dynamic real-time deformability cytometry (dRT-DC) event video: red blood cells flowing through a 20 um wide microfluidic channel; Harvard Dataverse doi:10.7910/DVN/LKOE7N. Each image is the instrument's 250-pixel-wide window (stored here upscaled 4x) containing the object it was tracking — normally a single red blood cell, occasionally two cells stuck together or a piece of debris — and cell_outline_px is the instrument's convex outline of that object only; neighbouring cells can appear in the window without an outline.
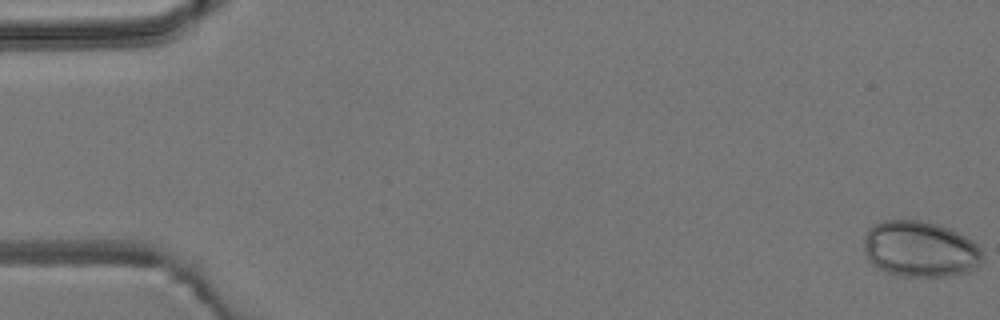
{"species": "common noctule bat (a hibernating species)", "species_latin": "Nyctalus noctula", "temperature_condition": "room temperature", "stored_images_in_passage": 4, "camera_frame_rate_fps": 3000, "um_per_image_px": 0.085, "animal": {"sex": "male", "body_mass_g": 19.2, "forearm_length_mm": 51.8}, "frame": {"image": 1, "passage_image": 1, "time_ms": 0.0, "image_size_px": [1000, 320], "cell_outline_px": [[984, 260], [980, 264], [968, 272], [948, 276], [900, 276], [888, 272], [872, 264], [868, 260], [864, 248], [864, 236], [868, 228], [872, 224], [884, 220], [920, 220], [940, 224], [964, 236], [976, 244], [980, 248], [984, 256]], "centroid_in_image_um": [78.2, 21.16], "position_along_channel_um": 6.8, "area_um2": 38.9}}